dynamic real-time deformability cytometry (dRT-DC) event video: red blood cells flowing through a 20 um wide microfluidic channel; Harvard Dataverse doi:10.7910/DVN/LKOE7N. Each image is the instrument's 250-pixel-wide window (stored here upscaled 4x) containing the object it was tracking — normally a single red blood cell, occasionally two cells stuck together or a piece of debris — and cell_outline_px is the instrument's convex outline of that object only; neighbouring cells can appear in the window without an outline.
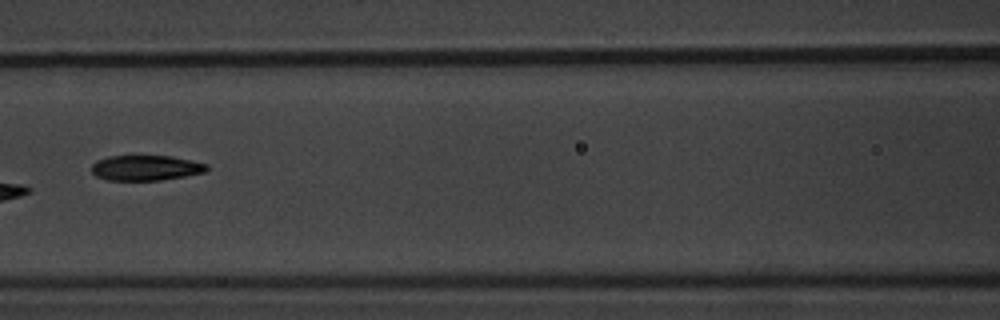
{"species": "common noctule bat (a hibernating species)", "species_latin": "Nyctalus noctula", "temperature_condition": "warm", "stored_images_in_passage": 8, "camera_frame_rate_fps": 3000, "um_per_image_px": 0.085, "animal": {"sex": "male", "body_mass_g": 20.1, "forearm_length_mm": 53.5}, "frame": {"image": 1, "passage_image": 8, "time_ms": 8.333, "image_size_px": [1000, 320], "cell_outline_px": [[208, 168], [204, 172], [184, 176], [160, 180], [108, 180], [96, 176], [92, 172], [92, 164], [96, 160], [108, 156], [132, 152], [172, 156], [192, 160], [208, 164]], "centroid_in_image_um": [12.35, 14.2], "position_along_channel_um": 154.3, "area_um2": 17.86}}